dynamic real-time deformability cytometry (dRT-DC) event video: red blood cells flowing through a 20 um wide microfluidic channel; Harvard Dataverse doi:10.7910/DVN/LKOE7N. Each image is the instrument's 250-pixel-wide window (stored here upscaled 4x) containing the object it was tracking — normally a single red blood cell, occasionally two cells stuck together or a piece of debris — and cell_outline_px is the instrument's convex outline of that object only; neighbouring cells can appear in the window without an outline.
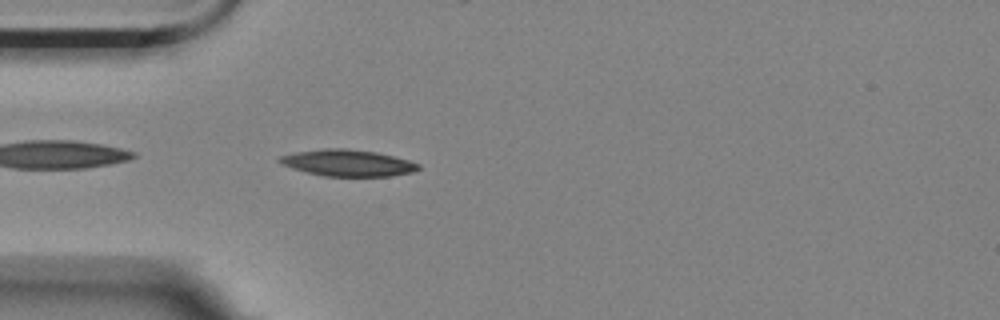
{"species": "Egyptian fruit bat (a non-hibernating species)", "species_latin": "Rousettus aegyptiacus", "temperature_condition": "room temperature", "stored_images_in_passage": 3, "camera_frame_rate_fps": 3000, "um_per_image_px": 0.085, "animal": {"sex": "female"}, "frame": {"image": 1, "passage_image": 2, "time_ms": 0.333, "image_size_px": [1000, 320], "cell_outline_px": [[420, 168], [412, 172], [392, 176], [324, 176], [292, 168], [280, 164], [276, 160], [280, 156], [296, 152], [324, 148], [344, 148], [376, 152], [408, 160], [420, 164]], "centroid_in_image_um": [29.54, 13.85], "position_along_channel_um": 55.5, "area_um2": 21.39}}